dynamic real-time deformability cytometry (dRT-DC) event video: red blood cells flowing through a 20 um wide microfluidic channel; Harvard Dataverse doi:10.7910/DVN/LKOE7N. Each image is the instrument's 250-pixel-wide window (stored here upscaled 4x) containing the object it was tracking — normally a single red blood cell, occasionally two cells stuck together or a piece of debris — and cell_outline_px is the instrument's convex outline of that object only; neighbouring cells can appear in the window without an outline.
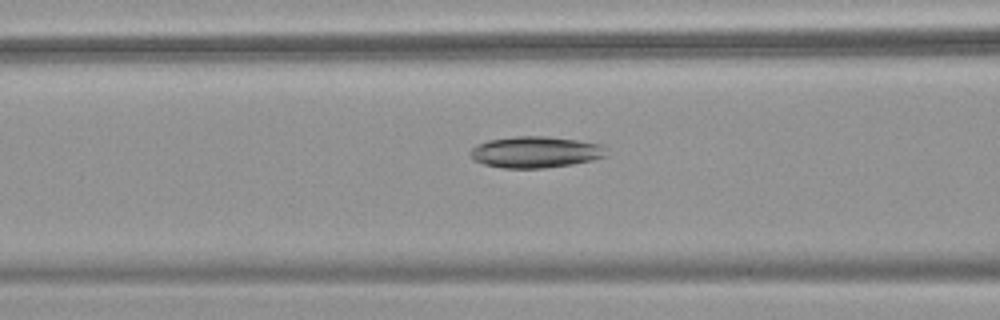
{"species": "common noctule bat (a hibernating species)", "species_latin": "Nyctalus noctula", "temperature_condition": "warm", "stored_images_in_passage": 21, "camera_frame_rate_fps": 3000, "um_per_image_px": 0.085, "animal": {"sex": "female", "body_mass_g": 18.4}, "frame": {"image": 1, "passage_image": 7, "time_ms": 2.0, "image_size_px": [1000, 320], "cell_outline_px": [[604, 156], [592, 160], [572, 164], [544, 168], [504, 168], [484, 164], [472, 160], [468, 152], [476, 144], [488, 140], [516, 136], [548, 136], [604, 144]], "centroid_in_image_um": [45.46, 12.92], "position_along_channel_um": 121.1, "area_um2": 24.91}}
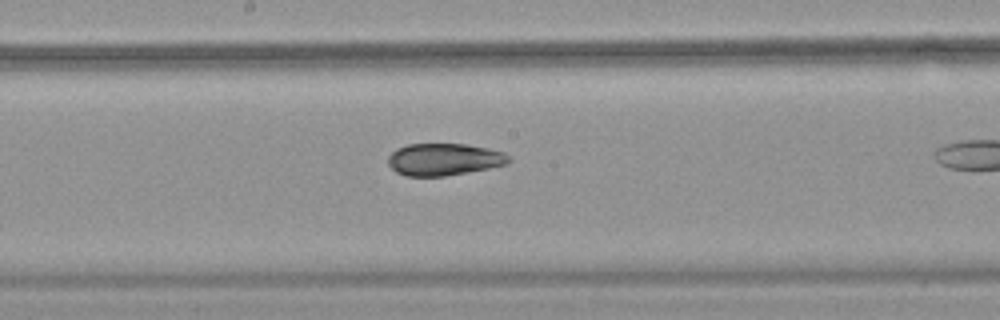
{"frame": {"image": 2, "passage_image": 14, "time_ms": 4.333, "image_size_px": [1000, 320], "cell_outline_px": [[512, 160], [508, 164], [488, 168], [444, 176], [408, 176], [396, 172], [388, 164], [388, 156], [396, 148], [408, 144], [464, 144], [504, 152]], "centroid_in_image_um": [37.72, 13.55], "position_along_channel_um": 210.5, "area_um2": 22.43}}
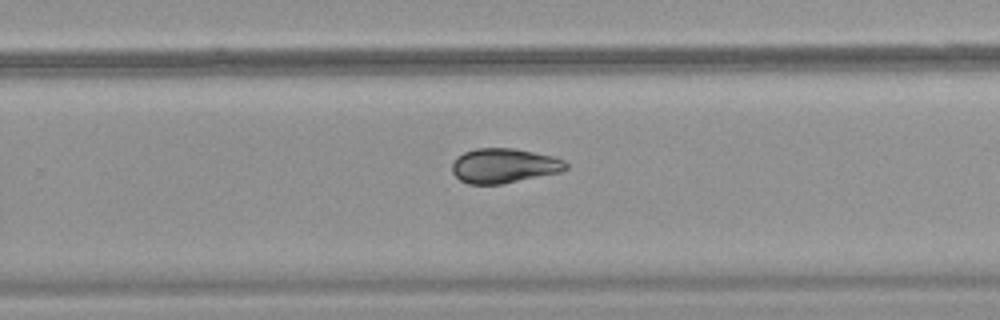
{"frame": {"image": 3, "passage_image": 20, "time_ms": 6.333, "image_size_px": [1000, 320], "cell_outline_px": [[568, 168], [560, 172], [500, 184], [468, 184], [460, 180], [452, 172], [452, 160], [456, 156], [464, 152], [476, 148], [512, 148], [556, 156], [564, 160], [568, 164]], "centroid_in_image_um": [42.83, 14.07], "position_along_channel_um": 287.0, "area_um2": 23.12}}